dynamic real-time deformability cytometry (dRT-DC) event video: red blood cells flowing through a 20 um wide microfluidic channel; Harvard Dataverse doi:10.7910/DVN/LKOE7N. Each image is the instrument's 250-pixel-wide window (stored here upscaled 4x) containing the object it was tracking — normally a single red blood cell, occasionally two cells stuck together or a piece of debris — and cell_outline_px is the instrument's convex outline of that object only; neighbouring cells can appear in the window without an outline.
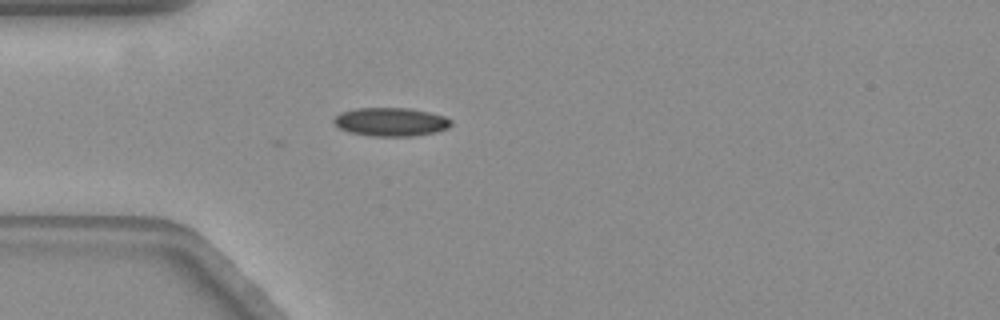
{"species": "common noctule bat (a hibernating species)", "species_latin": "Nyctalus noctula", "temperature_condition": "warm", "stored_images_in_passage": 4, "camera_frame_rate_fps": 3000, "um_per_image_px": 0.085, "animal": {"sex": "female", "body_mass_g": 19.3, "forearm_length_mm": 54.1}, "frame": {"image": 1, "passage_image": 4, "time_ms": 1.0, "image_size_px": [1000, 320], "cell_outline_px": [[452, 124], [448, 128], [436, 132], [416, 136], [372, 136], [348, 132], [332, 124], [332, 120], [340, 112], [356, 108], [412, 108], [444, 116], [452, 120]], "centroid_in_image_um": [33.21, 10.36], "position_along_channel_um": 51.8, "area_um2": 19.71}}